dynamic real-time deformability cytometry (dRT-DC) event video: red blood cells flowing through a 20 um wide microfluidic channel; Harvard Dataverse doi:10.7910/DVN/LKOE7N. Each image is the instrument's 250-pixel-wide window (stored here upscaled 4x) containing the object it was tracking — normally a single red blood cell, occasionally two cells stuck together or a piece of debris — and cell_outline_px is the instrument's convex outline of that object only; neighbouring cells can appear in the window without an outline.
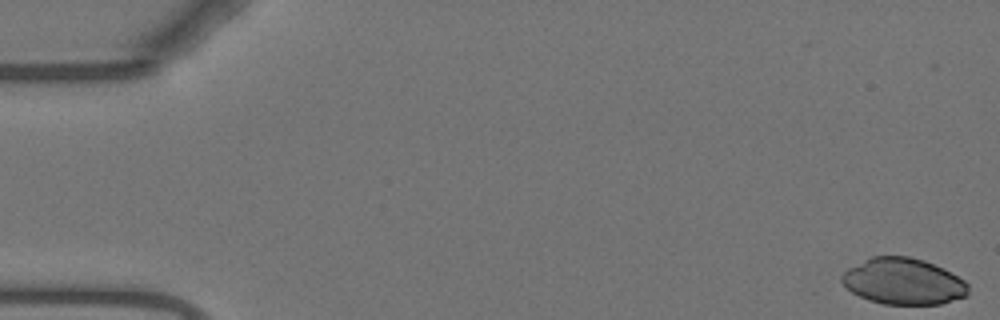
{"species": "Egyptian fruit bat (a non-hibernating species)", "species_latin": "Rousettus aegyptiacus", "temperature_condition": "warm", "stored_images_in_passage": 54, "camera_frame_rate_fps": 3000, "um_per_image_px": 0.085, "animal": {"sex": "female"}, "frame": {"image": 1, "passage_image": 1, "time_ms": 0.0, "image_size_px": [1000, 320], "cell_outline_px": [[968, 296], [940, 304], [884, 304], [868, 300], [852, 292], [840, 280], [840, 276], [848, 268], [872, 256], [908, 256], [924, 260], [944, 268], [964, 280], [968, 284]], "centroid_in_image_um": [76.8, 23.92], "position_along_channel_um": 8.2, "area_um2": 34.16}}